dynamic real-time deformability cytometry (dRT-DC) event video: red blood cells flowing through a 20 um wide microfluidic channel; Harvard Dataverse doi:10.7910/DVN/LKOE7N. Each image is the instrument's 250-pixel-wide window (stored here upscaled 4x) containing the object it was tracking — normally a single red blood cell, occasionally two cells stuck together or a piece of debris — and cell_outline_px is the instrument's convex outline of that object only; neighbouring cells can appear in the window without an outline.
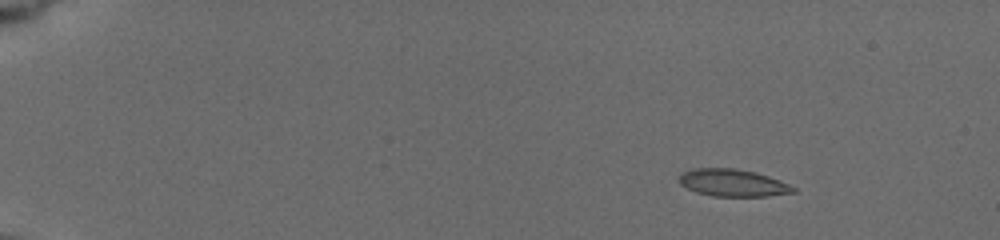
{"species": "common noctule bat (a hibernating species)", "species_latin": "Nyctalus noctula", "temperature_condition": "cold", "stored_images_in_passage": 18, "camera_frame_rate_fps": 3000, "um_per_image_px": 0.085, "animal": {"sex": "female", "body_mass_g": 19.5, "forearm_length_mm": 54.1}, "frame": {"image": 1, "passage_image": 5, "time_ms": 2.333, "image_size_px": [1000, 240], "cell_outline_px": [[796, 192], [768, 196], [712, 196], [696, 192], [680, 184], [680, 172], [692, 168], [736, 168], [756, 172], [780, 180], [796, 188]], "centroid_in_image_um": [62.28, 15.53], "position_along_channel_um": 22.7, "area_um2": 18.21}}
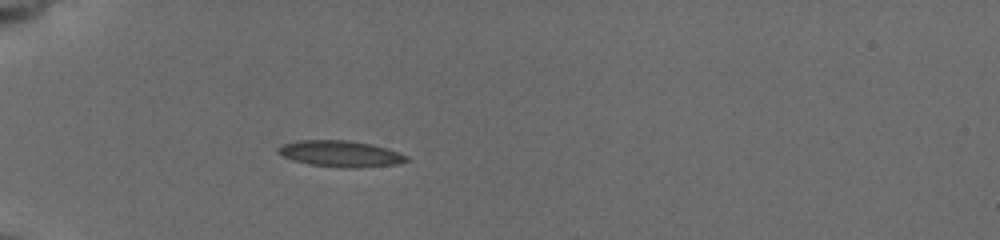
{"frame": {"image": 2, "passage_image": 15, "time_ms": 6.0, "image_size_px": [1000, 240], "cell_outline_px": [[408, 160], [400, 164], [356, 168], [344, 168], [308, 164], [292, 160], [276, 152], [276, 148], [284, 144], [296, 140], [352, 140], [372, 144], [388, 148], [400, 152], [408, 156]], "centroid_in_image_um": [28.96, 13.06], "position_along_channel_um": 56.0, "area_um2": 19.94}}
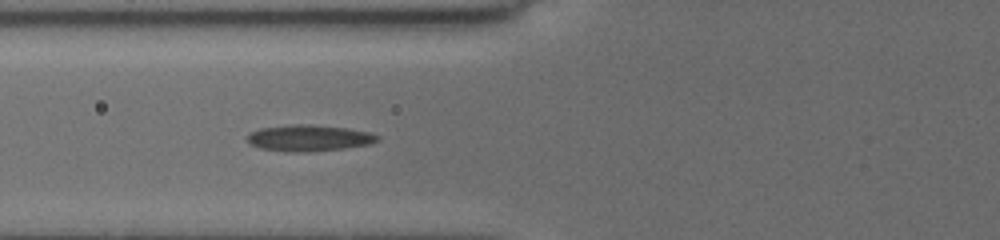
{"frame": {"image": 3, "passage_image": 18, "time_ms": 7.667, "image_size_px": [1000, 240], "cell_outline_px": [[380, 140], [372, 144], [344, 148], [308, 152], [284, 152], [260, 148], [248, 144], [244, 136], [248, 132], [260, 128], [288, 124], [312, 124], [348, 128], [368, 132], [380, 136]], "centroid_in_image_um": [26.2, 11.73], "position_along_channel_um": 99.6, "area_um2": 20.52}}